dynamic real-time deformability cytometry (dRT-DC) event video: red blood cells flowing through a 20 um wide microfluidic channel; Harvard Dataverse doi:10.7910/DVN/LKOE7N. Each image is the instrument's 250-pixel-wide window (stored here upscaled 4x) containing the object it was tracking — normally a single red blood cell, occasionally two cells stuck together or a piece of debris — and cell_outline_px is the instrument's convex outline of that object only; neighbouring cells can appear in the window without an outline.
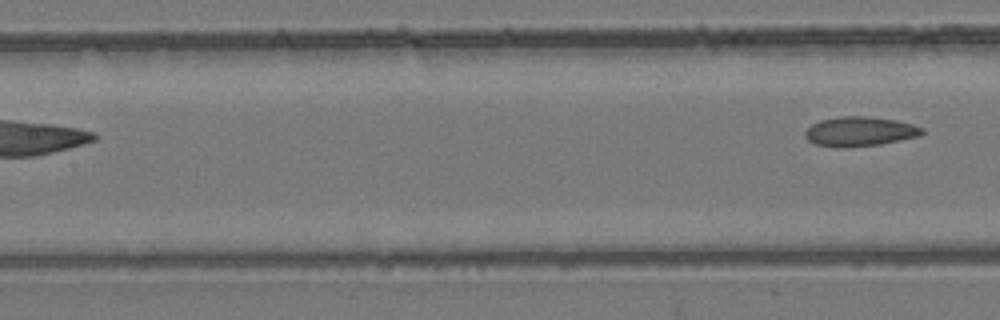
{"species": "common noctule bat (a hibernating species)", "species_latin": "Nyctalus noctula", "temperature_condition": "room temperature", "stored_images_in_passage": 6, "camera_frame_rate_fps": 3000, "um_per_image_px": 0.085, "animal": {"sex": "female", "body_mass_g": 24.6, "forearm_length_mm": 56.2}, "frame": {"image": 1, "passage_image": 6, "time_ms": 5.667, "image_size_px": [1000, 320], "cell_outline_px": [[924, 132], [920, 136], [880, 144], [844, 148], [836, 148], [816, 144], [808, 140], [804, 136], [804, 132], [812, 124], [820, 120], [840, 116], [868, 116], [896, 120], [912, 124], [924, 128]], "centroid_in_image_um": [73.07, 11.18], "position_along_channel_um": 134.3, "area_um2": 20.29}}